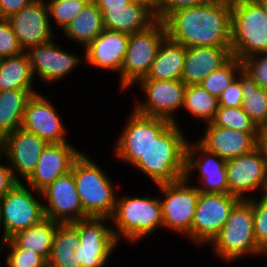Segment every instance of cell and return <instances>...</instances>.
<instances>
[{
	"label": "cell",
	"mask_w": 267,
	"mask_h": 267,
	"mask_svg": "<svg viewBox=\"0 0 267 267\" xmlns=\"http://www.w3.org/2000/svg\"><path fill=\"white\" fill-rule=\"evenodd\" d=\"M115 146L118 159L135 166L146 155L151 143L172 123L163 117L144 116L135 111L130 115Z\"/></svg>",
	"instance_id": "11"
},
{
	"label": "cell",
	"mask_w": 267,
	"mask_h": 267,
	"mask_svg": "<svg viewBox=\"0 0 267 267\" xmlns=\"http://www.w3.org/2000/svg\"><path fill=\"white\" fill-rule=\"evenodd\" d=\"M243 69L242 61L232 56L223 66L209 74L199 84L217 98L237 77V71ZM236 71V72H235Z\"/></svg>",
	"instance_id": "34"
},
{
	"label": "cell",
	"mask_w": 267,
	"mask_h": 267,
	"mask_svg": "<svg viewBox=\"0 0 267 267\" xmlns=\"http://www.w3.org/2000/svg\"><path fill=\"white\" fill-rule=\"evenodd\" d=\"M267 52V13L257 0H231V53L243 60Z\"/></svg>",
	"instance_id": "3"
},
{
	"label": "cell",
	"mask_w": 267,
	"mask_h": 267,
	"mask_svg": "<svg viewBox=\"0 0 267 267\" xmlns=\"http://www.w3.org/2000/svg\"><path fill=\"white\" fill-rule=\"evenodd\" d=\"M256 55L261 57H256ZM242 65L243 70L257 82L260 88L267 89V52L244 58Z\"/></svg>",
	"instance_id": "40"
},
{
	"label": "cell",
	"mask_w": 267,
	"mask_h": 267,
	"mask_svg": "<svg viewBox=\"0 0 267 267\" xmlns=\"http://www.w3.org/2000/svg\"><path fill=\"white\" fill-rule=\"evenodd\" d=\"M253 198L240 200L218 235L213 239L216 255L227 261H235L245 254L267 255L256 242L254 234Z\"/></svg>",
	"instance_id": "5"
},
{
	"label": "cell",
	"mask_w": 267,
	"mask_h": 267,
	"mask_svg": "<svg viewBox=\"0 0 267 267\" xmlns=\"http://www.w3.org/2000/svg\"><path fill=\"white\" fill-rule=\"evenodd\" d=\"M58 224L45 217L30 228L15 233L8 240L15 247L32 250L48 260Z\"/></svg>",
	"instance_id": "27"
},
{
	"label": "cell",
	"mask_w": 267,
	"mask_h": 267,
	"mask_svg": "<svg viewBox=\"0 0 267 267\" xmlns=\"http://www.w3.org/2000/svg\"><path fill=\"white\" fill-rule=\"evenodd\" d=\"M87 3V0H49L47 6L50 18L53 16L56 25L63 30L80 14Z\"/></svg>",
	"instance_id": "36"
},
{
	"label": "cell",
	"mask_w": 267,
	"mask_h": 267,
	"mask_svg": "<svg viewBox=\"0 0 267 267\" xmlns=\"http://www.w3.org/2000/svg\"><path fill=\"white\" fill-rule=\"evenodd\" d=\"M241 90L242 110L261 131L267 129V89L260 88L257 82L242 69Z\"/></svg>",
	"instance_id": "32"
},
{
	"label": "cell",
	"mask_w": 267,
	"mask_h": 267,
	"mask_svg": "<svg viewBox=\"0 0 267 267\" xmlns=\"http://www.w3.org/2000/svg\"><path fill=\"white\" fill-rule=\"evenodd\" d=\"M186 47L171 40H163L149 73L143 79L181 80Z\"/></svg>",
	"instance_id": "26"
},
{
	"label": "cell",
	"mask_w": 267,
	"mask_h": 267,
	"mask_svg": "<svg viewBox=\"0 0 267 267\" xmlns=\"http://www.w3.org/2000/svg\"><path fill=\"white\" fill-rule=\"evenodd\" d=\"M23 52L8 19L0 18V59L14 57Z\"/></svg>",
	"instance_id": "39"
},
{
	"label": "cell",
	"mask_w": 267,
	"mask_h": 267,
	"mask_svg": "<svg viewBox=\"0 0 267 267\" xmlns=\"http://www.w3.org/2000/svg\"><path fill=\"white\" fill-rule=\"evenodd\" d=\"M43 205L22 182H18L3 198H0L2 241L45 218Z\"/></svg>",
	"instance_id": "10"
},
{
	"label": "cell",
	"mask_w": 267,
	"mask_h": 267,
	"mask_svg": "<svg viewBox=\"0 0 267 267\" xmlns=\"http://www.w3.org/2000/svg\"><path fill=\"white\" fill-rule=\"evenodd\" d=\"M232 57L231 47L198 46L186 48L181 80L199 84Z\"/></svg>",
	"instance_id": "24"
},
{
	"label": "cell",
	"mask_w": 267,
	"mask_h": 267,
	"mask_svg": "<svg viewBox=\"0 0 267 267\" xmlns=\"http://www.w3.org/2000/svg\"><path fill=\"white\" fill-rule=\"evenodd\" d=\"M3 246L11 248L6 257L8 267H48L47 260L32 250L15 247L9 240L2 241L0 250Z\"/></svg>",
	"instance_id": "37"
},
{
	"label": "cell",
	"mask_w": 267,
	"mask_h": 267,
	"mask_svg": "<svg viewBox=\"0 0 267 267\" xmlns=\"http://www.w3.org/2000/svg\"><path fill=\"white\" fill-rule=\"evenodd\" d=\"M212 123L219 127L241 132H261L241 107H220L216 111Z\"/></svg>",
	"instance_id": "35"
},
{
	"label": "cell",
	"mask_w": 267,
	"mask_h": 267,
	"mask_svg": "<svg viewBox=\"0 0 267 267\" xmlns=\"http://www.w3.org/2000/svg\"><path fill=\"white\" fill-rule=\"evenodd\" d=\"M81 155L69 142L48 143L43 149L39 161L26 179L32 190L42 196L41 192L59 177L69 173L73 163Z\"/></svg>",
	"instance_id": "17"
},
{
	"label": "cell",
	"mask_w": 267,
	"mask_h": 267,
	"mask_svg": "<svg viewBox=\"0 0 267 267\" xmlns=\"http://www.w3.org/2000/svg\"><path fill=\"white\" fill-rule=\"evenodd\" d=\"M239 201L229 193H200L191 232L187 236L197 244L211 243Z\"/></svg>",
	"instance_id": "12"
},
{
	"label": "cell",
	"mask_w": 267,
	"mask_h": 267,
	"mask_svg": "<svg viewBox=\"0 0 267 267\" xmlns=\"http://www.w3.org/2000/svg\"><path fill=\"white\" fill-rule=\"evenodd\" d=\"M167 37L165 23L156 20L147 29L129 35L125 59L120 73L122 90L145 78L158 50Z\"/></svg>",
	"instance_id": "7"
},
{
	"label": "cell",
	"mask_w": 267,
	"mask_h": 267,
	"mask_svg": "<svg viewBox=\"0 0 267 267\" xmlns=\"http://www.w3.org/2000/svg\"><path fill=\"white\" fill-rule=\"evenodd\" d=\"M34 0H0V18H9L11 15L30 5Z\"/></svg>",
	"instance_id": "44"
},
{
	"label": "cell",
	"mask_w": 267,
	"mask_h": 267,
	"mask_svg": "<svg viewBox=\"0 0 267 267\" xmlns=\"http://www.w3.org/2000/svg\"><path fill=\"white\" fill-rule=\"evenodd\" d=\"M107 219L90 217L71 223L78 230L79 245L75 249L77 264L81 267H103L116 249L118 241Z\"/></svg>",
	"instance_id": "9"
},
{
	"label": "cell",
	"mask_w": 267,
	"mask_h": 267,
	"mask_svg": "<svg viewBox=\"0 0 267 267\" xmlns=\"http://www.w3.org/2000/svg\"><path fill=\"white\" fill-rule=\"evenodd\" d=\"M189 182L182 178L175 182L157 184L164 195L160 199L163 226L180 232L185 236L191 232L194 213L200 192L196 186H188Z\"/></svg>",
	"instance_id": "8"
},
{
	"label": "cell",
	"mask_w": 267,
	"mask_h": 267,
	"mask_svg": "<svg viewBox=\"0 0 267 267\" xmlns=\"http://www.w3.org/2000/svg\"><path fill=\"white\" fill-rule=\"evenodd\" d=\"M47 144L45 140L22 128L4 137V155L10 161L9 165L18 182L20 180L16 173L26 180L34 171Z\"/></svg>",
	"instance_id": "20"
},
{
	"label": "cell",
	"mask_w": 267,
	"mask_h": 267,
	"mask_svg": "<svg viewBox=\"0 0 267 267\" xmlns=\"http://www.w3.org/2000/svg\"><path fill=\"white\" fill-rule=\"evenodd\" d=\"M167 36L186 48L231 47V1L207 3L171 12L164 20Z\"/></svg>",
	"instance_id": "1"
},
{
	"label": "cell",
	"mask_w": 267,
	"mask_h": 267,
	"mask_svg": "<svg viewBox=\"0 0 267 267\" xmlns=\"http://www.w3.org/2000/svg\"><path fill=\"white\" fill-rule=\"evenodd\" d=\"M209 0H157V20H164L171 12L199 6L207 3Z\"/></svg>",
	"instance_id": "42"
},
{
	"label": "cell",
	"mask_w": 267,
	"mask_h": 267,
	"mask_svg": "<svg viewBox=\"0 0 267 267\" xmlns=\"http://www.w3.org/2000/svg\"><path fill=\"white\" fill-rule=\"evenodd\" d=\"M105 29L96 2H88L80 14L63 28L66 36L87 47Z\"/></svg>",
	"instance_id": "29"
},
{
	"label": "cell",
	"mask_w": 267,
	"mask_h": 267,
	"mask_svg": "<svg viewBox=\"0 0 267 267\" xmlns=\"http://www.w3.org/2000/svg\"><path fill=\"white\" fill-rule=\"evenodd\" d=\"M243 94L241 90V71L231 84L218 97L220 107L236 108L241 107Z\"/></svg>",
	"instance_id": "41"
},
{
	"label": "cell",
	"mask_w": 267,
	"mask_h": 267,
	"mask_svg": "<svg viewBox=\"0 0 267 267\" xmlns=\"http://www.w3.org/2000/svg\"><path fill=\"white\" fill-rule=\"evenodd\" d=\"M260 145L264 149L265 155L267 158V130L266 129L261 131Z\"/></svg>",
	"instance_id": "47"
},
{
	"label": "cell",
	"mask_w": 267,
	"mask_h": 267,
	"mask_svg": "<svg viewBox=\"0 0 267 267\" xmlns=\"http://www.w3.org/2000/svg\"><path fill=\"white\" fill-rule=\"evenodd\" d=\"M179 128L177 122H172L135 165L155 185L184 178L188 141Z\"/></svg>",
	"instance_id": "2"
},
{
	"label": "cell",
	"mask_w": 267,
	"mask_h": 267,
	"mask_svg": "<svg viewBox=\"0 0 267 267\" xmlns=\"http://www.w3.org/2000/svg\"><path fill=\"white\" fill-rule=\"evenodd\" d=\"M130 3L129 0H97L98 8L103 12L108 7H123Z\"/></svg>",
	"instance_id": "45"
},
{
	"label": "cell",
	"mask_w": 267,
	"mask_h": 267,
	"mask_svg": "<svg viewBox=\"0 0 267 267\" xmlns=\"http://www.w3.org/2000/svg\"><path fill=\"white\" fill-rule=\"evenodd\" d=\"M226 173L228 193L240 200H248L249 198L245 196L247 192L260 187L265 192L267 158L262 146L259 144L251 152L227 160Z\"/></svg>",
	"instance_id": "13"
},
{
	"label": "cell",
	"mask_w": 267,
	"mask_h": 267,
	"mask_svg": "<svg viewBox=\"0 0 267 267\" xmlns=\"http://www.w3.org/2000/svg\"><path fill=\"white\" fill-rule=\"evenodd\" d=\"M265 196H267V185H266V189L265 192L263 193Z\"/></svg>",
	"instance_id": "50"
},
{
	"label": "cell",
	"mask_w": 267,
	"mask_h": 267,
	"mask_svg": "<svg viewBox=\"0 0 267 267\" xmlns=\"http://www.w3.org/2000/svg\"><path fill=\"white\" fill-rule=\"evenodd\" d=\"M35 91L14 89L0 91V136L3 138L21 128L24 111Z\"/></svg>",
	"instance_id": "28"
},
{
	"label": "cell",
	"mask_w": 267,
	"mask_h": 267,
	"mask_svg": "<svg viewBox=\"0 0 267 267\" xmlns=\"http://www.w3.org/2000/svg\"><path fill=\"white\" fill-rule=\"evenodd\" d=\"M114 221V236L130 242H137L163 226L162 210L159 198L125 197L117 199L115 210L110 217Z\"/></svg>",
	"instance_id": "6"
},
{
	"label": "cell",
	"mask_w": 267,
	"mask_h": 267,
	"mask_svg": "<svg viewBox=\"0 0 267 267\" xmlns=\"http://www.w3.org/2000/svg\"><path fill=\"white\" fill-rule=\"evenodd\" d=\"M137 83L148 98L145 103H135L133 110L144 116L163 117L176 123L173 112L183 108L187 85L182 80L141 79Z\"/></svg>",
	"instance_id": "14"
},
{
	"label": "cell",
	"mask_w": 267,
	"mask_h": 267,
	"mask_svg": "<svg viewBox=\"0 0 267 267\" xmlns=\"http://www.w3.org/2000/svg\"><path fill=\"white\" fill-rule=\"evenodd\" d=\"M33 74L25 52L0 59V91L25 89L34 91Z\"/></svg>",
	"instance_id": "31"
},
{
	"label": "cell",
	"mask_w": 267,
	"mask_h": 267,
	"mask_svg": "<svg viewBox=\"0 0 267 267\" xmlns=\"http://www.w3.org/2000/svg\"><path fill=\"white\" fill-rule=\"evenodd\" d=\"M88 2H96L97 0H87Z\"/></svg>",
	"instance_id": "51"
},
{
	"label": "cell",
	"mask_w": 267,
	"mask_h": 267,
	"mask_svg": "<svg viewBox=\"0 0 267 267\" xmlns=\"http://www.w3.org/2000/svg\"><path fill=\"white\" fill-rule=\"evenodd\" d=\"M218 98L211 95L200 84L187 85L184 98V109L192 116L211 123L218 109Z\"/></svg>",
	"instance_id": "33"
},
{
	"label": "cell",
	"mask_w": 267,
	"mask_h": 267,
	"mask_svg": "<svg viewBox=\"0 0 267 267\" xmlns=\"http://www.w3.org/2000/svg\"><path fill=\"white\" fill-rule=\"evenodd\" d=\"M130 3L145 6L157 19V0H129Z\"/></svg>",
	"instance_id": "46"
},
{
	"label": "cell",
	"mask_w": 267,
	"mask_h": 267,
	"mask_svg": "<svg viewBox=\"0 0 267 267\" xmlns=\"http://www.w3.org/2000/svg\"><path fill=\"white\" fill-rule=\"evenodd\" d=\"M52 103L39 93L29 99L23 115L21 128L33 133L47 143H65L66 133Z\"/></svg>",
	"instance_id": "19"
},
{
	"label": "cell",
	"mask_w": 267,
	"mask_h": 267,
	"mask_svg": "<svg viewBox=\"0 0 267 267\" xmlns=\"http://www.w3.org/2000/svg\"><path fill=\"white\" fill-rule=\"evenodd\" d=\"M206 133L199 144L224 160H230L251 152L260 144L261 132H241L206 124Z\"/></svg>",
	"instance_id": "21"
},
{
	"label": "cell",
	"mask_w": 267,
	"mask_h": 267,
	"mask_svg": "<svg viewBox=\"0 0 267 267\" xmlns=\"http://www.w3.org/2000/svg\"><path fill=\"white\" fill-rule=\"evenodd\" d=\"M78 245V230L71 223L58 224L47 260L48 267H81L74 253Z\"/></svg>",
	"instance_id": "30"
},
{
	"label": "cell",
	"mask_w": 267,
	"mask_h": 267,
	"mask_svg": "<svg viewBox=\"0 0 267 267\" xmlns=\"http://www.w3.org/2000/svg\"><path fill=\"white\" fill-rule=\"evenodd\" d=\"M17 183L10 165H2L0 161V198H3Z\"/></svg>",
	"instance_id": "43"
},
{
	"label": "cell",
	"mask_w": 267,
	"mask_h": 267,
	"mask_svg": "<svg viewBox=\"0 0 267 267\" xmlns=\"http://www.w3.org/2000/svg\"><path fill=\"white\" fill-rule=\"evenodd\" d=\"M4 152V138L2 136H0V161L3 158V153Z\"/></svg>",
	"instance_id": "48"
},
{
	"label": "cell",
	"mask_w": 267,
	"mask_h": 267,
	"mask_svg": "<svg viewBox=\"0 0 267 267\" xmlns=\"http://www.w3.org/2000/svg\"><path fill=\"white\" fill-rule=\"evenodd\" d=\"M24 52L28 56L33 77L37 72L42 81L51 83L63 79L82 61L78 56L61 50L53 40L42 45L32 46Z\"/></svg>",
	"instance_id": "22"
},
{
	"label": "cell",
	"mask_w": 267,
	"mask_h": 267,
	"mask_svg": "<svg viewBox=\"0 0 267 267\" xmlns=\"http://www.w3.org/2000/svg\"><path fill=\"white\" fill-rule=\"evenodd\" d=\"M267 13V0H257Z\"/></svg>",
	"instance_id": "49"
},
{
	"label": "cell",
	"mask_w": 267,
	"mask_h": 267,
	"mask_svg": "<svg viewBox=\"0 0 267 267\" xmlns=\"http://www.w3.org/2000/svg\"><path fill=\"white\" fill-rule=\"evenodd\" d=\"M198 153H201L199 154L201 155L200 157L202 155L206 157L203 160L202 158L198 159ZM226 164V160L207 151L199 143L194 145L188 141L184 178L189 180V176L193 172L192 170L194 168L199 170V177L200 181H203V187H196L200 193H228Z\"/></svg>",
	"instance_id": "18"
},
{
	"label": "cell",
	"mask_w": 267,
	"mask_h": 267,
	"mask_svg": "<svg viewBox=\"0 0 267 267\" xmlns=\"http://www.w3.org/2000/svg\"><path fill=\"white\" fill-rule=\"evenodd\" d=\"M41 194L48 202L43 205L46 218L59 224L90 218L81 205L72 171L56 179Z\"/></svg>",
	"instance_id": "15"
},
{
	"label": "cell",
	"mask_w": 267,
	"mask_h": 267,
	"mask_svg": "<svg viewBox=\"0 0 267 267\" xmlns=\"http://www.w3.org/2000/svg\"><path fill=\"white\" fill-rule=\"evenodd\" d=\"M102 19L106 29L129 35L147 29L157 20L145 6L135 3L108 7L102 12Z\"/></svg>",
	"instance_id": "25"
},
{
	"label": "cell",
	"mask_w": 267,
	"mask_h": 267,
	"mask_svg": "<svg viewBox=\"0 0 267 267\" xmlns=\"http://www.w3.org/2000/svg\"><path fill=\"white\" fill-rule=\"evenodd\" d=\"M49 16L47 2L34 0L30 5L7 18L23 51L53 39Z\"/></svg>",
	"instance_id": "16"
},
{
	"label": "cell",
	"mask_w": 267,
	"mask_h": 267,
	"mask_svg": "<svg viewBox=\"0 0 267 267\" xmlns=\"http://www.w3.org/2000/svg\"><path fill=\"white\" fill-rule=\"evenodd\" d=\"M129 34L104 29L87 47L85 61L97 68L121 73L125 59Z\"/></svg>",
	"instance_id": "23"
},
{
	"label": "cell",
	"mask_w": 267,
	"mask_h": 267,
	"mask_svg": "<svg viewBox=\"0 0 267 267\" xmlns=\"http://www.w3.org/2000/svg\"><path fill=\"white\" fill-rule=\"evenodd\" d=\"M71 171L84 212L89 217L110 218L118 198L111 179L82 153Z\"/></svg>",
	"instance_id": "4"
},
{
	"label": "cell",
	"mask_w": 267,
	"mask_h": 267,
	"mask_svg": "<svg viewBox=\"0 0 267 267\" xmlns=\"http://www.w3.org/2000/svg\"><path fill=\"white\" fill-rule=\"evenodd\" d=\"M253 199L254 234L257 245L267 254V196Z\"/></svg>",
	"instance_id": "38"
}]
</instances>
